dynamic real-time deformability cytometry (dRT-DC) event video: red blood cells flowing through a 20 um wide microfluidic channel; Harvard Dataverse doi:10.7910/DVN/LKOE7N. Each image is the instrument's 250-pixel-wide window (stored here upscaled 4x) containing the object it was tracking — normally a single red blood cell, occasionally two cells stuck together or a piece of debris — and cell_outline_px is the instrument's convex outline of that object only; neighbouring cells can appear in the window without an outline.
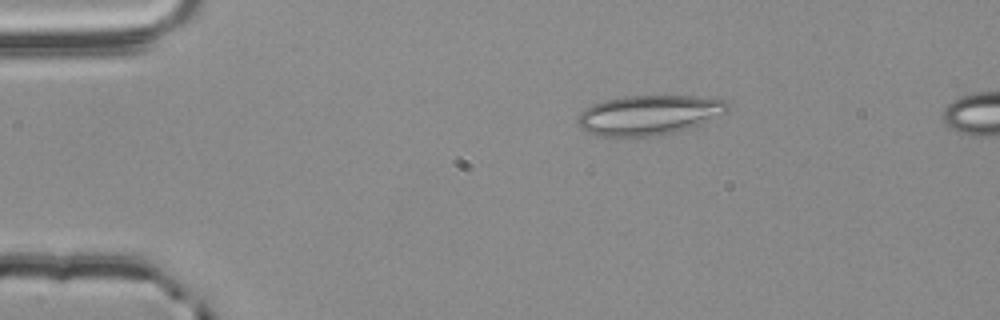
{"species": "common noctule bat (a hibernating species)", "species_latin": "Nyctalus noctula", "temperature_condition": "room temperature", "stored_images_in_passage": 47, "segment_of_instrument_passage": [1, 2], "camera_frame_rate_fps": 3000, "um_per_image_px": 0.085, "animal": {"sex": "male", "body_mass_g": 20.4}, "frame": {"image": 1, "passage_image": 1, "time_ms": 0.0, "image_size_px": [1000, 320], "cell_outline_px": [[728, 112], [700, 124], [688, 128], [660, 136], [596, 136], [580, 128], [576, 124], [576, 116], [584, 108], [592, 104], [604, 100], [624, 96], [692, 96], [724, 100], [728, 104]], "centroid_in_image_um": [55.09, 9.78], "position_along_channel_um": 29.9, "area_um2": 34.91}}
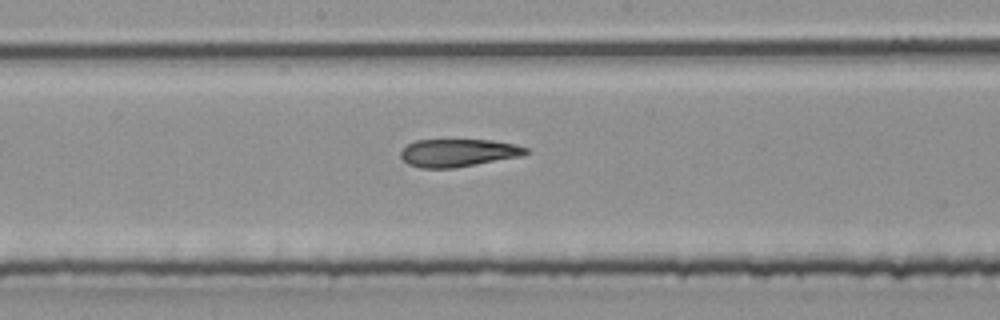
{"frame": {"image": 2, "passage_image": 20, "time_ms": 6.333, "image_size_px": [1000, 320], "cell_outline_px": [[528, 152], [524, 156], [456, 168], [420, 168], [408, 164], [400, 156], [400, 152], [408, 144], [416, 140], [492, 140], [512, 144], [528, 148]], "centroid_in_image_um": [38.96, 13.0], "position_along_channel_um": 209.2, "area_um2": 20.35}}
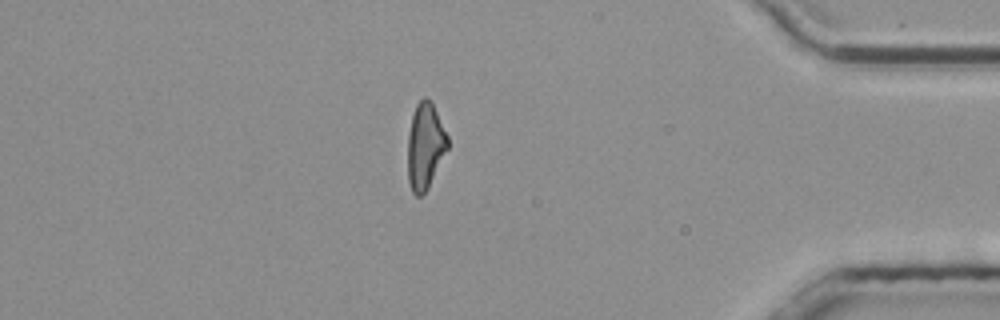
{"frame": {"image": 3, "passage_image": 38, "time_ms": 12.333, "image_size_px": [1000, 320], "cell_outline_px": [[448, 148], [428, 188], [420, 196], [416, 196], [412, 192], [408, 180], [408, 136], [412, 116], [416, 104], [424, 96], [432, 100], [448, 136]], "centroid_in_image_um": [36.14, 12.38], "position_along_channel_um": 399.1, "area_um2": 20.11}}